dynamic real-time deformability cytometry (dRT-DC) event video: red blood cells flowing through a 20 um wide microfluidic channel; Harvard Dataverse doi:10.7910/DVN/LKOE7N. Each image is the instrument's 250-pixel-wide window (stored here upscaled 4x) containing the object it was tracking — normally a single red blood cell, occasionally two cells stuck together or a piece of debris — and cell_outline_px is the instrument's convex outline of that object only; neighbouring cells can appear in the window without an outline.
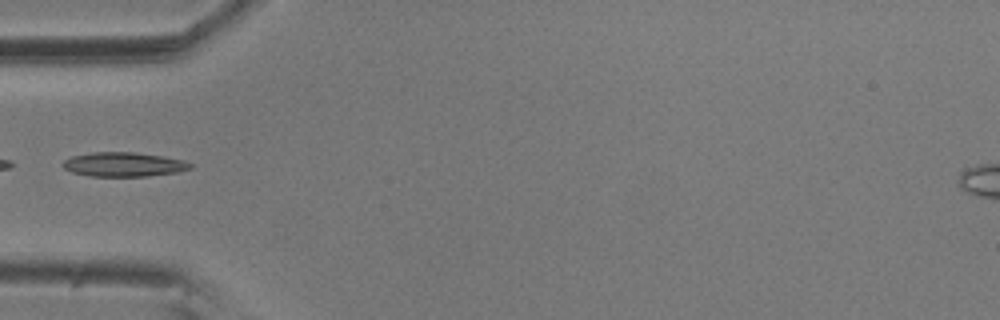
{"species": "common noctule bat (a hibernating species)", "species_latin": "Nyctalus noctula", "temperature_condition": "room temperature", "stored_images_in_passage": 15, "camera_frame_rate_fps": 3000, "um_per_image_px": 0.085, "animal": {"sex": "male", "body_mass_g": 20.5, "forearm_length_mm": 52.5}, "frame": {"image": 1, "passage_image": 5, "time_ms": 1.333, "image_size_px": [1000, 320], "cell_outline_px": [[192, 168], [176, 172], [148, 176], [88, 176], [72, 172], [64, 168], [64, 160], [72, 156], [92, 152], [136, 152], [164, 156], [184, 160], [192, 164]], "centroid_in_image_um": [10.53, 13.97], "position_along_channel_um": 74.5, "area_um2": 18.03}}
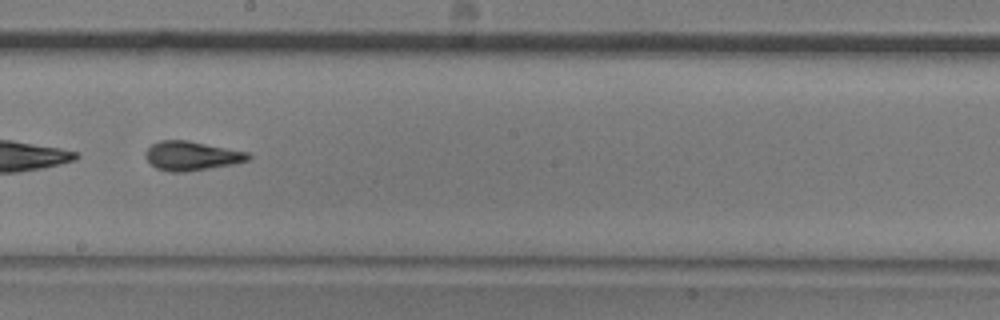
{"frame": {"image": 2, "passage_image": 9, "time_ms": 2.667, "image_size_px": [1000, 320], "cell_outline_px": [[252, 156], [248, 160], [232, 164], [184, 172], [168, 172], [156, 168], [148, 164], [144, 156], [144, 152], [152, 144], [160, 140], [188, 140], [248, 152]], "centroid_in_image_um": [16.22, 13.24], "position_along_channel_um": 232.0, "area_um2": 17.57}}
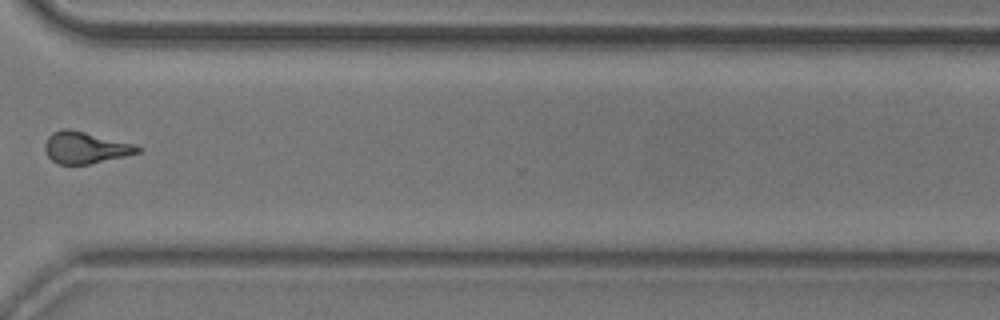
{"frame": {"image": 3, "passage_image": 12, "time_ms": 3.667, "image_size_px": [1000, 320], "cell_outline_px": [[140, 152], [124, 156], [88, 164], [56, 164], [48, 156], [44, 148], [44, 144], [48, 136], [52, 132], [64, 128], [68, 128], [136, 144], [140, 148]], "centroid_in_image_um": [7.22, 12.54], "position_along_channel_um": 363.4, "area_um2": 17.05}}